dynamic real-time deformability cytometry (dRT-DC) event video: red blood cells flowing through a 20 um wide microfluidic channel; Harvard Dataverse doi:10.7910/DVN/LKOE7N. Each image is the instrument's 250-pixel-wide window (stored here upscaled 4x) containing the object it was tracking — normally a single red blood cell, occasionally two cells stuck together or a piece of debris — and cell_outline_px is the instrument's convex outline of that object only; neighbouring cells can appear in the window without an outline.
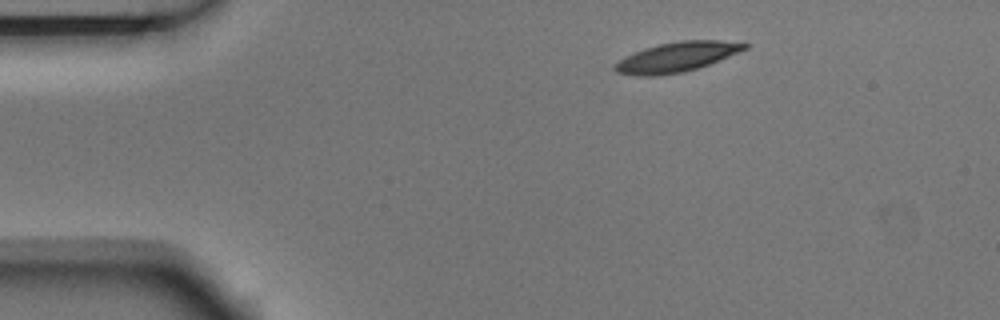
{"species": "Egyptian fruit bat (a non-hibernating species)", "species_latin": "Rousettus aegyptiacus", "temperature_condition": "room temperature", "stored_images_in_passage": 3, "camera_frame_rate_fps": 3000, "um_per_image_px": 0.085, "animal": {"sex": "male"}, "frame": {"image": 1, "passage_image": 1, "time_ms": 0.0, "image_size_px": [1000, 320], "cell_outline_px": [[748, 48], [708, 64], [684, 72], [656, 76], [636, 76], [616, 72], [612, 68], [624, 56], [644, 48], [660, 44], [680, 40], [720, 40], [748, 44]], "centroid_in_image_um": [57.47, 4.85], "position_along_channel_um": 27.5, "area_um2": 22.31}}